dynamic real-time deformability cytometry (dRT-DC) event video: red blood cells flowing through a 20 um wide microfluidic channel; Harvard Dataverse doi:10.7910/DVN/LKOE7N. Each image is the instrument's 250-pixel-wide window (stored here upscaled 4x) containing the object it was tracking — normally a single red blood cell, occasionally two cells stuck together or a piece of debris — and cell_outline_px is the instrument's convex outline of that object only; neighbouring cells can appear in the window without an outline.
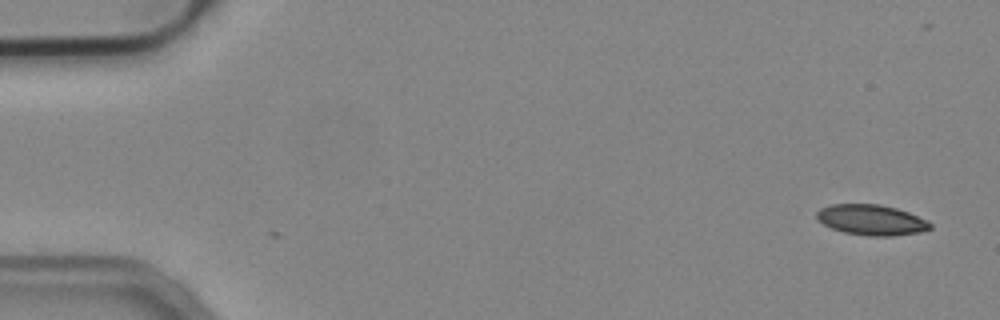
{"species": "common noctule bat (a hibernating species)", "species_latin": "Nyctalus noctula", "temperature_condition": "cold", "stored_images_in_passage": 2, "camera_frame_rate_fps": 3000, "um_per_image_px": 0.085, "animal": {"sex": "male", "body_mass_g": 19.2, "forearm_length_mm": 51.8}, "frame": {"image": 1, "passage_image": 2, "time_ms": 0.333, "image_size_px": [1000, 320], "cell_outline_px": [[932, 228], [920, 232], [892, 236], [868, 236], [844, 232], [832, 228], [816, 220], [816, 212], [820, 208], [832, 204], [880, 204], [896, 208], [908, 212], [932, 224]], "centroid_in_image_um": [74.03, 18.69], "position_along_channel_um": 11.0, "area_um2": 20.11}}